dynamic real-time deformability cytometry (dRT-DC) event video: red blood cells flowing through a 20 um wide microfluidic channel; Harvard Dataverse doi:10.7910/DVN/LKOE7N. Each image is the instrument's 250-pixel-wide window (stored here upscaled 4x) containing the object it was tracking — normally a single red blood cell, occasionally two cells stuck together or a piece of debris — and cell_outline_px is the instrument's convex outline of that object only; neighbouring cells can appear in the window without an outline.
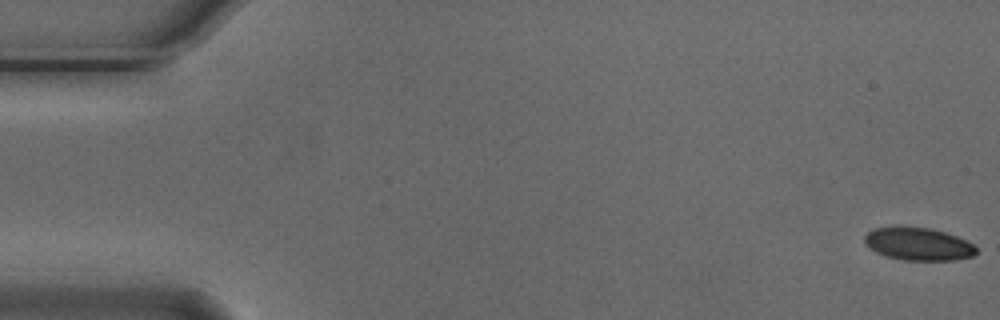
{"species": "Egyptian fruit bat (a non-hibernating species)", "species_latin": "Rousettus aegyptiacus", "temperature_condition": "cold", "stored_images_in_passage": 9, "camera_frame_rate_fps": 3000, "um_per_image_px": 0.085, "animal": {"sex": "male"}, "frame": {"image": 1, "passage_image": 1, "time_ms": 0.0, "image_size_px": [1000, 320], "cell_outline_px": [[976, 252], [972, 256], [956, 260], [904, 260], [888, 256], [876, 252], [864, 240], [864, 236], [868, 232], [876, 228], [896, 224], [900, 224], [928, 228], [944, 232], [956, 236], [972, 244], [976, 248]], "centroid_in_image_um": [78.03, 20.7], "position_along_channel_um": 7.0, "area_um2": 21.39}}
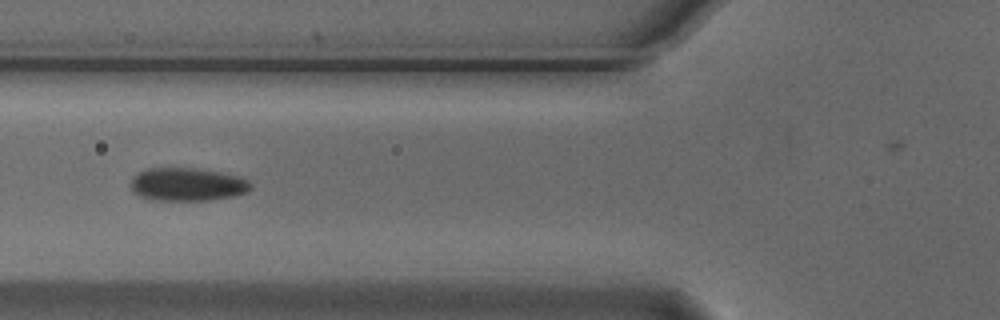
{"frame": {"image": 2, "passage_image": 6, "time_ms": 1.667, "image_size_px": [1000, 320], "cell_outline_px": [[252, 188], [248, 192], [232, 196], [208, 200], [156, 200], [140, 196], [132, 192], [128, 184], [132, 176], [136, 172], [148, 168], [192, 168], [220, 172], [236, 176], [248, 180], [252, 184]], "centroid_in_image_um": [15.86, 15.67], "position_along_channel_um": 109.9, "area_um2": 23.35}}
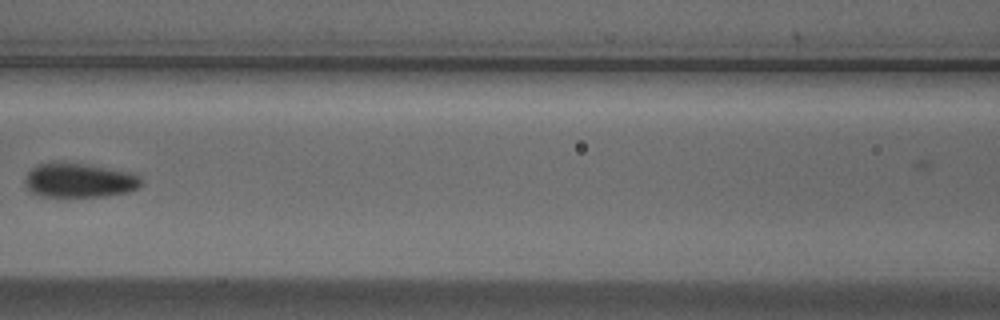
{"frame": {"image": 3, "passage_image": 7, "time_ms": 2.0, "image_size_px": [1000, 320], "cell_outline_px": [[144, 184], [140, 188], [128, 192], [108, 196], [36, 196], [24, 184], [24, 176], [36, 164], [88, 164], [136, 172], [144, 180]], "centroid_in_image_um": [6.83, 15.34], "position_along_channel_um": 159.8, "area_um2": 23.52}}